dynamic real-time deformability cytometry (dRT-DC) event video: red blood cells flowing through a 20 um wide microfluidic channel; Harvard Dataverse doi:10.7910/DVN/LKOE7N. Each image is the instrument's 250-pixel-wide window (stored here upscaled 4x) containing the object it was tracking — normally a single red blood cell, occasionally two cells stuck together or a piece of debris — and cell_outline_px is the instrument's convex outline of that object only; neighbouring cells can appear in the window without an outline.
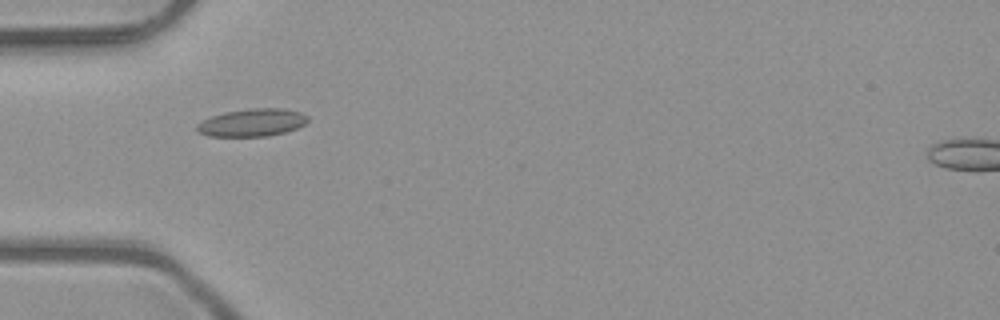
{"species": "common noctule bat (a hibernating species)", "species_latin": "Nyctalus noctula", "temperature_condition": "room temperature", "stored_images_in_passage": 8, "camera_frame_rate_fps": 3000, "um_per_image_px": 0.085, "animal": {"sex": "male", "body_mass_g": 23.1, "forearm_length_mm": 52.7}, "frame": {"image": 1, "passage_image": 4, "time_ms": 1.0, "image_size_px": [1000, 320], "cell_outline_px": [[308, 120], [304, 124], [296, 128], [284, 132], [268, 136], [208, 136], [196, 132], [196, 124], [212, 116], [224, 112], [252, 108], [284, 108], [300, 112], [308, 116]], "centroid_in_image_um": [21.41, 10.42], "position_along_channel_um": 63.6, "area_um2": 17.86}}
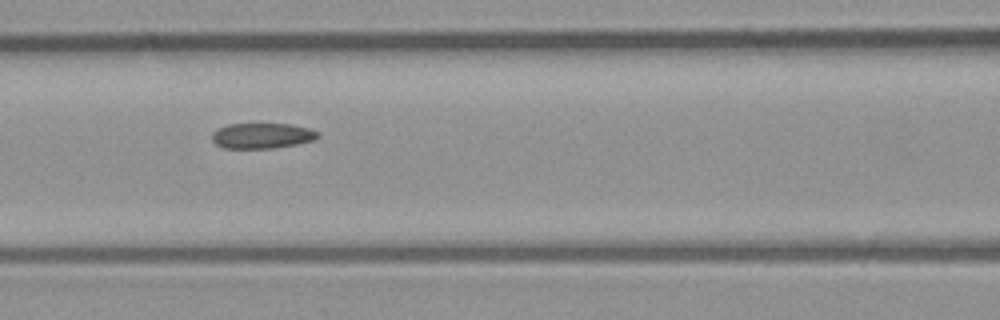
{"frame": {"image": 2, "passage_image": 6, "time_ms": 1.667, "image_size_px": [1000, 320], "cell_outline_px": [[320, 136], [312, 140], [296, 144], [272, 148], [224, 148], [216, 144], [212, 140], [212, 132], [216, 128], [228, 124], [292, 124], [308, 128], [316, 132]], "centroid_in_image_um": [22.22, 11.53], "position_along_channel_um": 144.4, "area_um2": 15.61}}
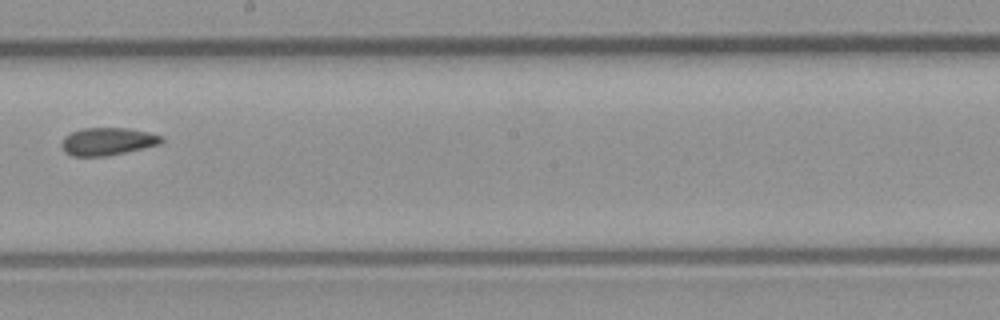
{"frame": {"image": 3, "passage_image": 8, "time_ms": 2.333, "image_size_px": [1000, 320], "cell_outline_px": [[164, 140], [160, 144], [124, 152], [104, 156], [72, 156], [64, 152], [60, 144], [64, 136], [72, 132], [84, 128], [128, 128], [148, 132], [164, 136]], "centroid_in_image_um": [9.13, 12.01], "position_along_channel_um": 239.1, "area_um2": 16.07}}